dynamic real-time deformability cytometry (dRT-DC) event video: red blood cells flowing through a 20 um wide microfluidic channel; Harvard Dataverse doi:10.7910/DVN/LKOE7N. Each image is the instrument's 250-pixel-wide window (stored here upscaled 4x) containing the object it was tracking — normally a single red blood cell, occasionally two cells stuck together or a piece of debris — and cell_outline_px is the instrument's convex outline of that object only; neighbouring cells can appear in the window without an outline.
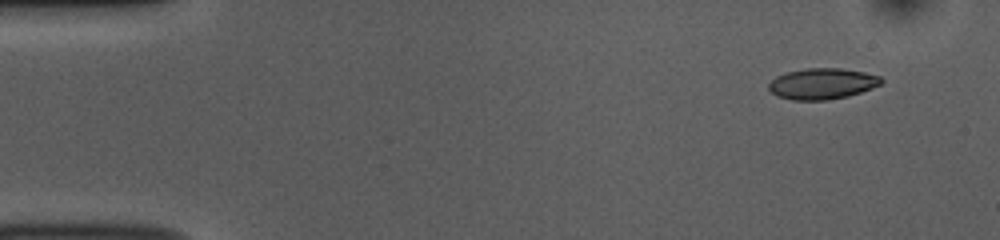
{"species": "common noctule bat (a hibernating species)", "species_latin": "Nyctalus noctula", "temperature_condition": "room temperature", "stored_images_in_passage": 48, "camera_frame_rate_fps": 3000, "um_per_image_px": 0.085, "animal": {"sex": "female", "body_mass_g": 10.0, "forearm_length_mm": 53.1}, "frame": {"image": 1, "passage_image": 1, "time_ms": 0.0, "image_size_px": [1000, 240], "cell_outline_px": [[884, 80], [880, 84], [872, 88], [848, 96], [828, 100], [792, 100], [776, 96], [768, 88], [768, 84], [776, 76], [784, 72], [804, 68], [840, 68], [864, 72], [880, 76]], "centroid_in_image_um": [69.86, 7.11], "position_along_channel_um": 15.1, "area_um2": 20.46}}
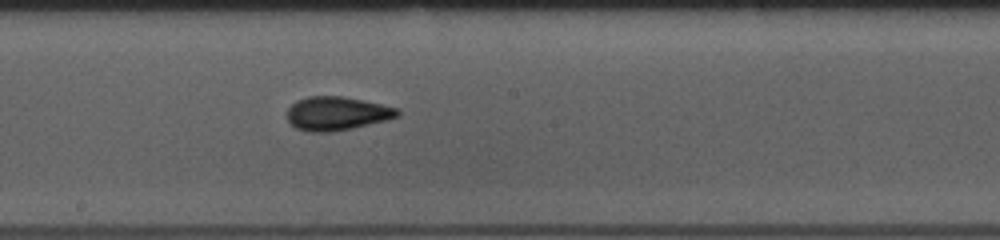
{"frame": {"image": 2, "passage_image": 25, "time_ms": 8.0, "image_size_px": [1000, 240], "cell_outline_px": [[400, 112], [396, 116], [384, 120], [348, 128], [328, 132], [312, 132], [296, 128], [288, 120], [288, 108], [296, 100], [308, 96], [340, 96], [400, 108]], "centroid_in_image_um": [28.58, 9.63], "position_along_channel_um": 219.6, "area_um2": 21.1}}
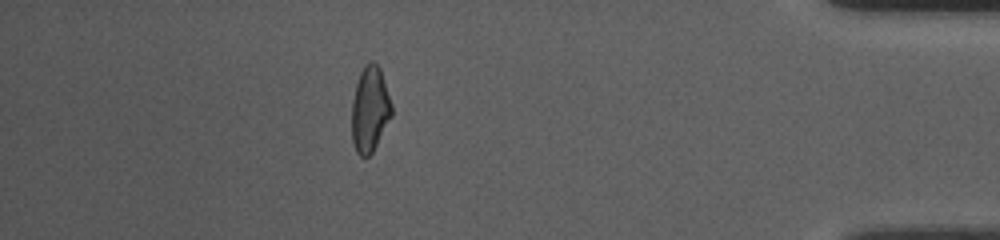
{"frame": {"image": 3, "passage_image": 43, "time_ms": 14.0, "image_size_px": [1000, 240], "cell_outline_px": [[392, 116], [372, 152], [368, 156], [360, 156], [356, 152], [352, 140], [352, 100], [356, 84], [360, 72], [364, 64], [368, 60], [372, 60], [380, 68], [392, 104]], "centroid_in_image_um": [31.44, 9.26], "position_along_channel_um": 403.8, "area_um2": 19.94}, "authors_computed_cell_mechanics": {"area_um2": 20.4323, "velocity_mm_per_s": 3.8155, "shape_relaxation_time_tau1_ms": 4.1907, "shape_relaxation_time_tau2_ms": 1.5697, "deformation_change_tau1": 0.1309, "deformation_change_tau2": 0.065}}